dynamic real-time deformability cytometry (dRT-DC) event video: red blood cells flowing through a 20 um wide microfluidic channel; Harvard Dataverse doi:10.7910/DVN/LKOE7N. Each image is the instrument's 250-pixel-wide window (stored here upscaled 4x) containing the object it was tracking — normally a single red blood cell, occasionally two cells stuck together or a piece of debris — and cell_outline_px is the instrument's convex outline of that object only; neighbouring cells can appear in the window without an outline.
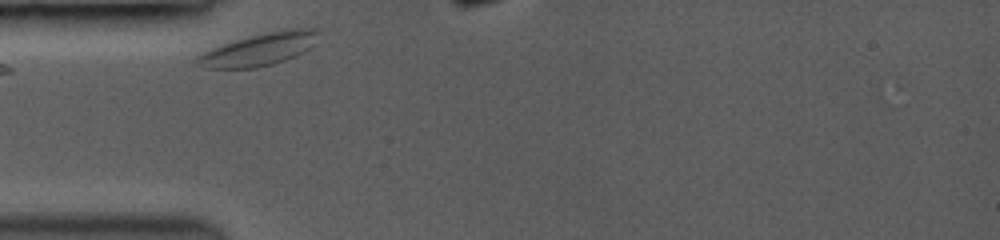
{"species": "common noctule bat (a hibernating species)", "species_latin": "Nyctalus noctula", "temperature_condition": "room temperature", "stored_images_in_passage": 3, "camera_frame_rate_fps": 3500, "um_per_image_px": 0.085, "animal": {"sex": "female", "body_mass_g": 19.0, "forearm_length_mm": 53.3}, "frame": {"image": 1, "passage_image": 1, "time_ms": 0.0, "image_size_px": [1000, 240], "cell_outline_px": [[320, 28], [316, 44], [304, 52], [296, 56], [272, 64], [256, 68], [204, 68], [196, 64], [192, 60], [196, 56], [212, 48], [236, 40], [268, 32], [288, 28]], "centroid_in_image_um": [22.07, 4.2], "position_along_channel_um": 62.9, "area_um2": 23.06}}